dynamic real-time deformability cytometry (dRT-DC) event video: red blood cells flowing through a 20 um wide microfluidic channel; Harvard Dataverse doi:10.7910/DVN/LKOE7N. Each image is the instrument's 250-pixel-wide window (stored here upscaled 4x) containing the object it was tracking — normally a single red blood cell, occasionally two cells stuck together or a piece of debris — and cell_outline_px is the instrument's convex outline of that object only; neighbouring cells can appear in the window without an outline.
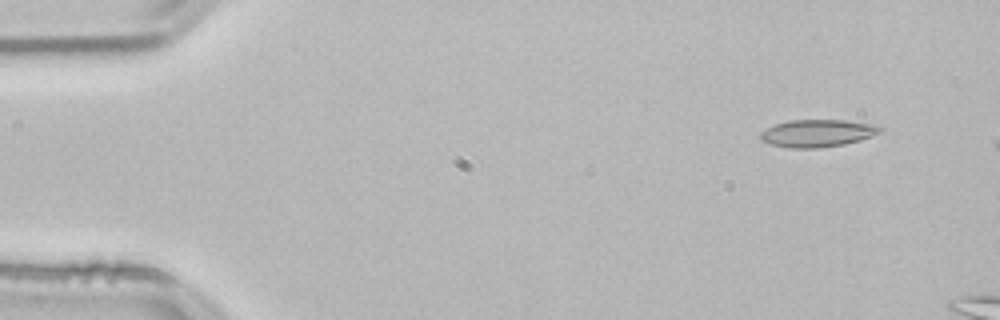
{"species": "common noctule bat (a hibernating species)", "species_latin": "Nyctalus noctula", "temperature_condition": "room temperature", "stored_images_in_passage": 11, "camera_frame_rate_fps": 3000, "um_per_image_px": 0.085, "animal": {"sex": "male", "body_mass_g": 21.5, "forearm_length_mm": 52.0}, "frame": {"image": 1, "passage_image": 5, "time_ms": 1.333, "image_size_px": [1000, 320], "cell_outline_px": [[884, 128], [880, 132], [872, 136], [860, 140], [844, 144], [816, 148], [792, 148], [772, 144], [760, 140], [760, 132], [776, 124], [788, 120], [844, 120], [872, 124]], "centroid_in_image_um": [69.49, 11.32], "position_along_channel_um": 15.5, "area_um2": 18.96}}